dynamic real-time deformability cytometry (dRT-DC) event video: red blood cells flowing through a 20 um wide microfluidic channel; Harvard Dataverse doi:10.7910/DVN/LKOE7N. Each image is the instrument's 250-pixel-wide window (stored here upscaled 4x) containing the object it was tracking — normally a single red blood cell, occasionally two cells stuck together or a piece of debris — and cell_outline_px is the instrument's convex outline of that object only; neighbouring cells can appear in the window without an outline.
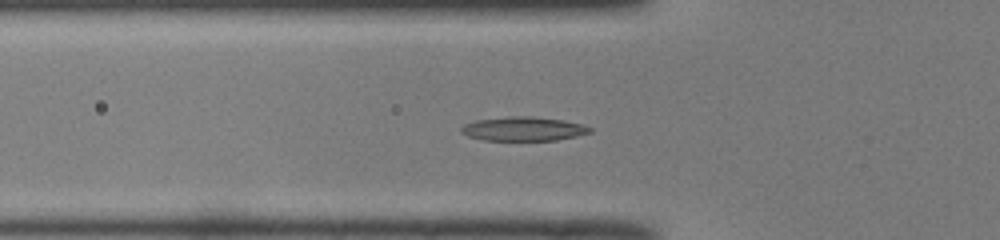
{"species": "common noctule bat (a hibernating species)", "species_latin": "Nyctalus noctula", "temperature_condition": "room temperature", "stored_images_in_passage": 47, "camera_frame_rate_fps": 3000, "um_per_image_px": 0.085, "animal": {"sex": "male", "body_mass_g": 19.0, "forearm_length_mm": 50.8}, "frame": {"image": 1, "passage_image": 17, "time_ms": 5.333, "image_size_px": [1000, 240], "cell_outline_px": [[592, 132], [576, 136], [556, 140], [484, 140], [468, 136], [460, 132], [460, 128], [464, 124], [476, 120], [508, 116], [528, 116], [564, 120], [584, 124], [592, 128]], "centroid_in_image_um": [44.5, 10.95], "position_along_channel_um": 81.3, "area_um2": 18.09}}
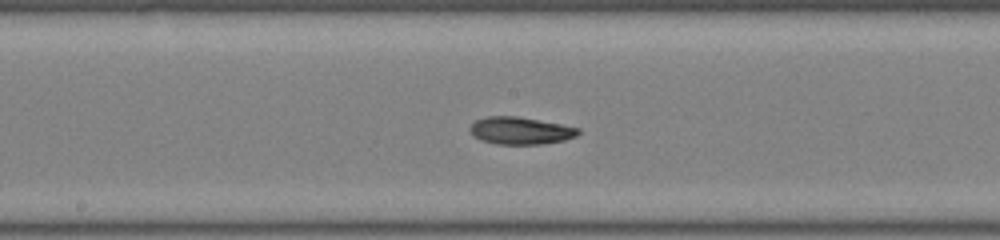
{"frame": {"image": 2, "passage_image": 26, "time_ms": 8.333, "image_size_px": [1000, 240], "cell_outline_px": [[580, 132], [576, 136], [564, 140], [540, 144], [496, 144], [480, 140], [472, 136], [468, 128], [476, 120], [488, 116], [516, 116], [560, 124], [580, 128]], "centroid_in_image_um": [44.2, 11.11], "position_along_channel_um": 204.0, "area_um2": 17.22}}
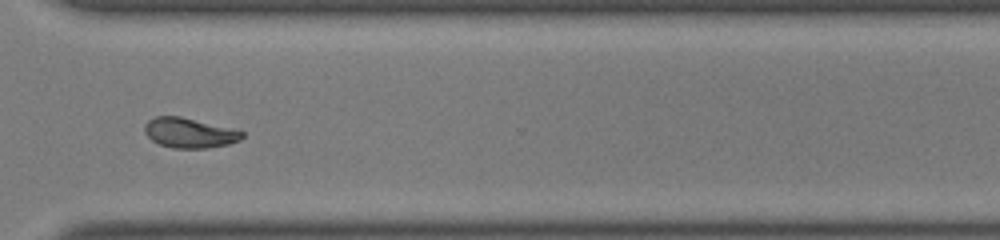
{"frame": {"image": 3, "passage_image": 37, "time_ms": 12.0, "image_size_px": [1000, 240], "cell_outline_px": [[244, 136], [240, 140], [228, 144], [208, 148], [172, 148], [160, 144], [152, 140], [144, 132], [144, 124], [148, 120], [156, 116], [180, 116], [244, 132]], "centroid_in_image_um": [16.06, 11.3], "position_along_channel_um": 354.5, "area_um2": 16.82}, "authors_computed_cell_mechanics": {"area_um2": 17.3978, "velocity_mm_per_s": 4.0871, "shape_relaxation_time_tau1_ms": 4.2354, "shape_relaxation_time_tau2_ms": 3.0162, "deformation_change_tau1": 0.1618, "deformation_change_tau2": 0.0706}}